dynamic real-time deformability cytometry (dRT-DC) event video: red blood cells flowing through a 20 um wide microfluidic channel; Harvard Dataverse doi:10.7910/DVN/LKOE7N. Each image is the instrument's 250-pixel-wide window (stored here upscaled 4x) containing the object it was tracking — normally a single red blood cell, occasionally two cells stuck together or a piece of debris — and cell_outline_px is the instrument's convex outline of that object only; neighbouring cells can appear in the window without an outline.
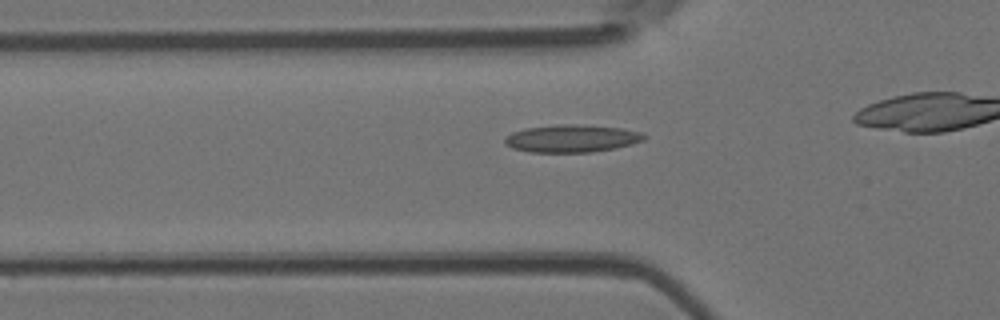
{"species": "Egyptian fruit bat (a non-hibernating species)", "species_latin": "Rousettus aegyptiacus", "temperature_condition": "room temperature", "stored_images_in_passage": 37, "camera_frame_rate_fps": 3000, "um_per_image_px": 0.085, "animal": {"sex": "female"}, "frame": {"image": 1, "passage_image": 13, "time_ms": 4.0, "image_size_px": [1000, 320], "cell_outline_px": [[648, 136], [644, 140], [632, 144], [616, 148], [592, 152], [532, 152], [512, 148], [504, 144], [504, 136], [512, 132], [524, 128], [556, 124], [576, 124], [620, 128], [640, 132]], "centroid_in_image_um": [48.57, 11.77], "position_along_channel_um": 77.2, "area_um2": 22.54}}
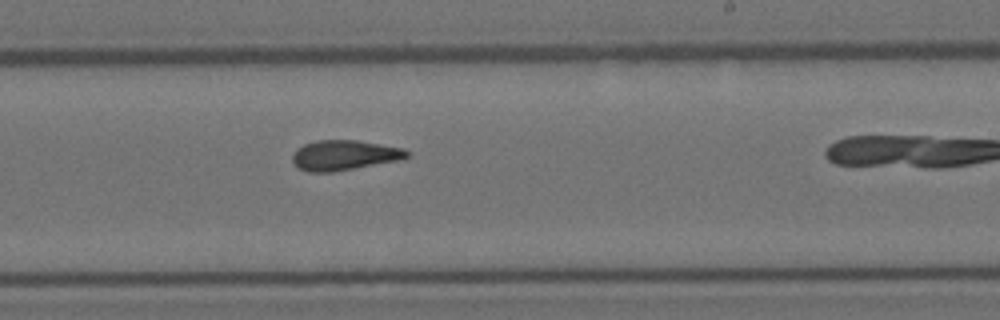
{"frame": {"image": 2, "passage_image": 27, "time_ms": 8.667, "image_size_px": [1000, 320], "cell_outline_px": [[412, 152], [404, 160], [332, 172], [308, 172], [296, 168], [292, 164], [292, 152], [296, 148], [304, 144], [316, 140], [356, 140], [404, 148]], "centroid_in_image_um": [29.26, 13.2], "position_along_channel_um": 259.7, "area_um2": 20.58}}
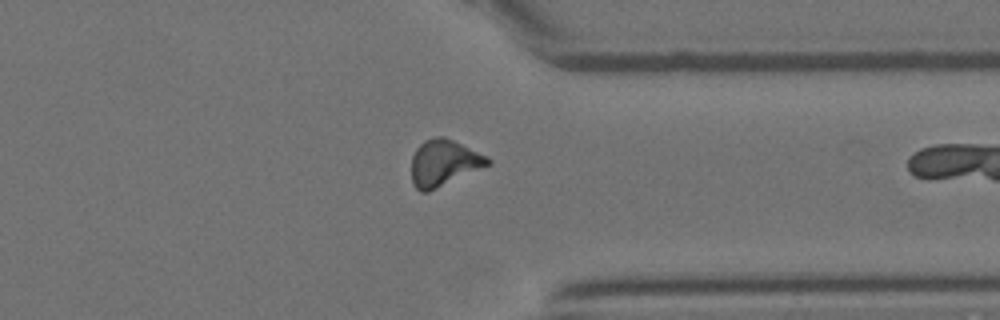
{"frame": {"image": 3, "passage_image": 36, "time_ms": 11.667, "image_size_px": [1000, 320], "cell_outline_px": [[492, 164], [428, 192], [420, 192], [412, 184], [412, 156], [416, 148], [424, 140], [436, 136], [444, 136], [488, 156], [492, 160]], "centroid_in_image_um": [37.73, 13.84], "position_along_channel_um": 373.7, "area_um2": 20.75}}